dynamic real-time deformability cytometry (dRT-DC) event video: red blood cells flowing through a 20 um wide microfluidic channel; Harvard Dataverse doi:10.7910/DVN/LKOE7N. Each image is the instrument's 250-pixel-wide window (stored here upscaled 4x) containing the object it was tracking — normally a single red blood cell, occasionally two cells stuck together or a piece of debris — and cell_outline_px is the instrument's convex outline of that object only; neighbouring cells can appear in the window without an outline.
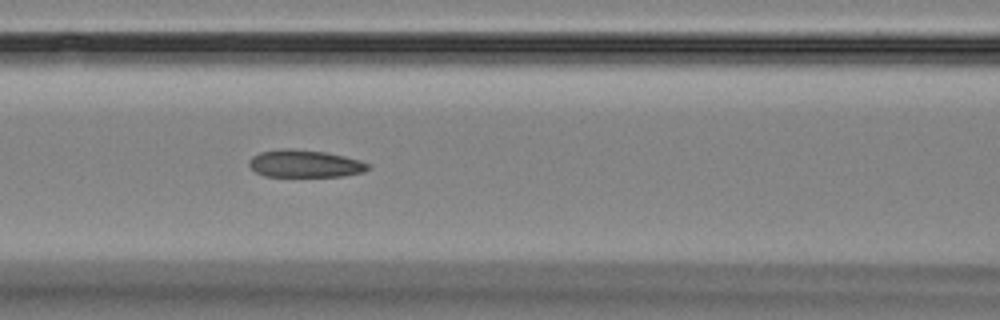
{"species": "Egyptian fruit bat (a non-hibernating species)", "species_latin": "Rousettus aegyptiacus", "temperature_condition": "room temperature", "stored_images_in_passage": 5, "camera_frame_rate_fps": 3000, "um_per_image_px": 0.085, "animal": {"sex": "female"}, "frame": {"image": 1, "passage_image": 5, "time_ms": 4.333, "image_size_px": [1000, 320], "cell_outline_px": [[372, 168], [364, 172], [344, 176], [264, 176], [256, 172], [248, 164], [248, 160], [252, 156], [260, 152], [280, 148], [292, 148], [324, 152], [344, 156], [360, 160], [368, 164]], "centroid_in_image_um": [25.91, 13.91], "position_along_channel_um": 140.7, "area_um2": 19.13}}